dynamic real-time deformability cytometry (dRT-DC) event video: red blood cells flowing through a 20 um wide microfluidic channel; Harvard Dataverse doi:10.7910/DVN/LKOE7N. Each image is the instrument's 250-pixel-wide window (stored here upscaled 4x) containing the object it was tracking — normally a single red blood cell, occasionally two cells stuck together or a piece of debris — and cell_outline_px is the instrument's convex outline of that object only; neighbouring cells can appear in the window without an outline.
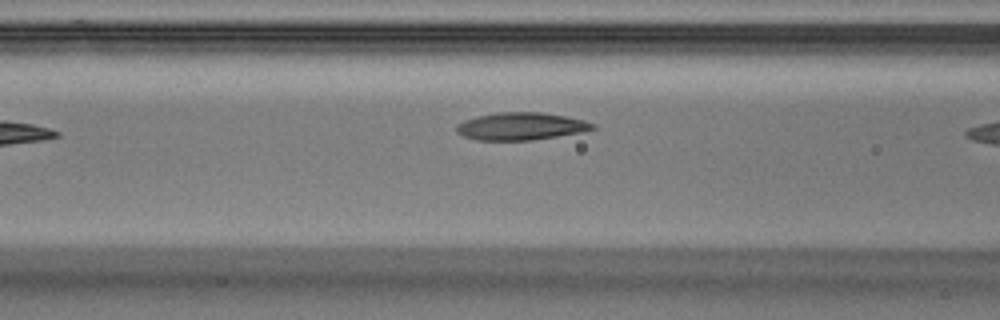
{"species": "Egyptian fruit bat (a non-hibernating species)", "species_latin": "Rousettus aegyptiacus", "temperature_condition": "warm", "stored_images_in_passage": 8, "camera_frame_rate_fps": 3000, "um_per_image_px": 0.085, "animal": {"sex": "male"}, "frame": {"image": 1, "passage_image": 7, "time_ms": 2.0, "image_size_px": [1000, 320], "cell_outline_px": [[596, 128], [584, 132], [532, 140], [476, 140], [464, 136], [456, 132], [456, 124], [464, 120], [476, 116], [500, 112], [540, 112], [568, 116], [584, 120], [596, 124]], "centroid_in_image_um": [44.3, 10.73], "position_along_channel_um": 122.3, "area_um2": 22.02}}